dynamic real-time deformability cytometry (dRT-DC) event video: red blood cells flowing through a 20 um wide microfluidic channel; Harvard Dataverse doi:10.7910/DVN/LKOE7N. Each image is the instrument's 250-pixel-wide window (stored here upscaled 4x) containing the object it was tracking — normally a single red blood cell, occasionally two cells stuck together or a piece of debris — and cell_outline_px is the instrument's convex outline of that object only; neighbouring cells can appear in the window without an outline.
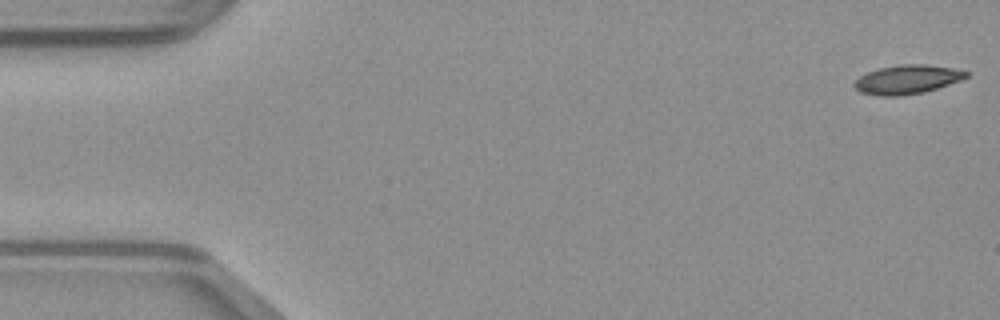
{"species": "common noctule bat (a hibernating species)", "species_latin": "Nyctalus noctula", "temperature_condition": "warm", "stored_images_in_passage": 49, "camera_frame_rate_fps": 3000, "um_per_image_px": 0.085, "animal": {"sex": "male", "body_mass_g": 23.1, "forearm_length_mm": 52.7}, "frame": {"image": 1, "passage_image": 1, "time_ms": 0.0, "image_size_px": [1000, 320], "cell_outline_px": [[968, 76], [960, 80], [924, 92], [900, 96], [876, 96], [860, 92], [852, 84], [860, 76], [868, 72], [880, 68], [900, 64], [924, 64], [952, 68], [968, 72]], "centroid_in_image_um": [77.07, 6.76], "position_along_channel_um": 7.9, "area_um2": 18.73}}
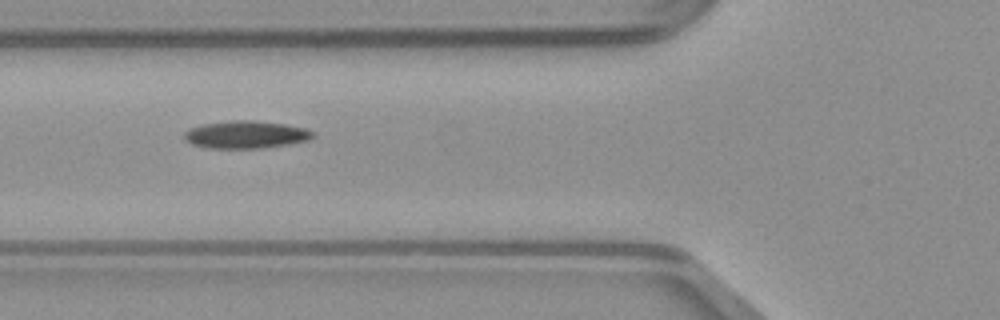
{"frame": {"image": 2, "passage_image": 18, "time_ms": 5.667, "image_size_px": [1000, 320], "cell_outline_px": [[316, 136], [308, 140], [288, 144], [260, 148], [208, 148], [192, 144], [184, 140], [184, 132], [188, 128], [204, 124], [232, 120], [252, 120], [284, 124], [304, 128], [316, 132]], "centroid_in_image_um": [20.89, 11.44], "position_along_channel_um": 104.9, "area_um2": 20.69}}
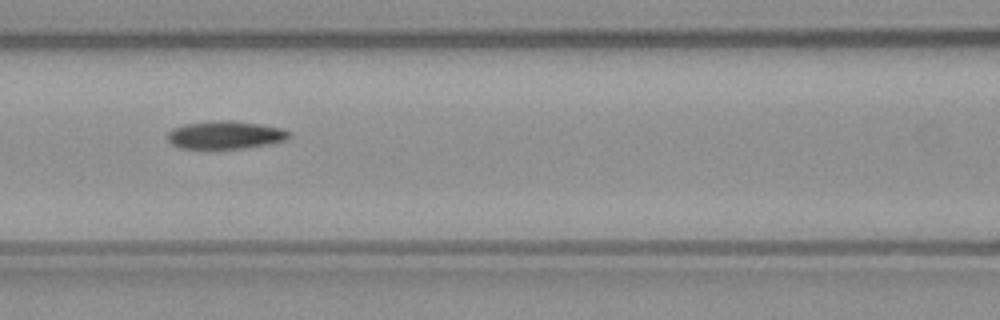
{"frame": {"image": 3, "passage_image": 21, "time_ms": 6.667, "image_size_px": [1000, 320], "cell_outline_px": [[292, 136], [288, 140], [268, 144], [244, 148], [180, 148], [172, 144], [168, 140], [168, 132], [172, 128], [184, 124], [220, 120], [232, 120], [260, 124], [284, 128], [292, 132]], "centroid_in_image_um": [19.22, 11.46], "position_along_channel_um": 147.4, "area_um2": 19.94}}